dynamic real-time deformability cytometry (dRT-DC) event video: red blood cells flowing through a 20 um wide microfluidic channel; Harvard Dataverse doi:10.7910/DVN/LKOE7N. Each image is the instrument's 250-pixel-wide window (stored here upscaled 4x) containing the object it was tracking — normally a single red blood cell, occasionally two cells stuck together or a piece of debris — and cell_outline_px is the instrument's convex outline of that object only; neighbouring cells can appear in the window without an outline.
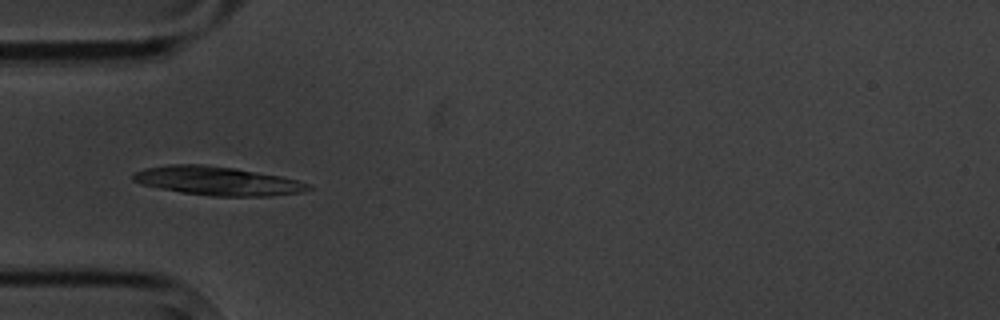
{"species": "common noctule bat (a hibernating species)", "species_latin": "Nyctalus noctula", "temperature_condition": "cold", "stored_images_in_passage": 15, "camera_frame_rate_fps": 3000, "um_per_image_px": 0.085, "animal": {"sex": "male", "body_mass_g": 20.1, "forearm_length_mm": 53.5}, "frame": {"image": 1, "passage_image": 5, "time_ms": 5.667, "image_size_px": [1000, 320], "cell_outline_px": [[312, 188], [300, 192], [268, 196], [212, 196], [180, 192], [140, 184], [132, 180], [132, 176], [136, 172], [144, 168], [168, 164], [204, 164], [236, 168], [280, 176], [312, 184]], "centroid_in_image_um": [18.46, 15.37], "position_along_channel_um": 66.5, "area_um2": 29.36}}
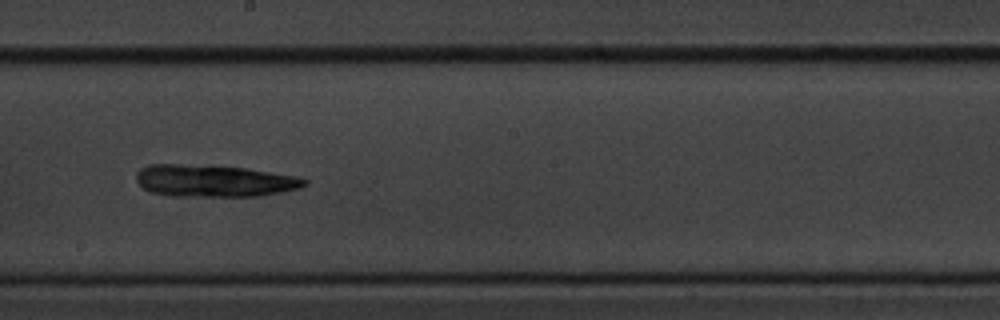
{"frame": {"image": 2, "passage_image": 9, "time_ms": 10.333, "image_size_px": [1000, 320], "cell_outline_px": [[308, 184], [300, 188], [260, 196], [172, 196], [152, 192], [144, 188], [136, 180], [136, 172], [140, 168], [148, 164], [180, 164], [248, 168], [296, 176], [308, 180]], "centroid_in_image_um": [18.2, 15.37], "position_along_channel_um": 230.0, "area_um2": 31.44}}
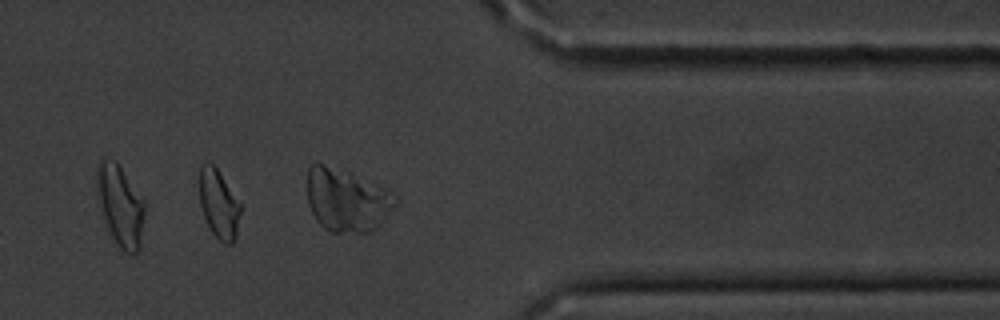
{"frame": {"image": 3, "passage_image": 13, "time_ms": 15.0, "image_size_px": [1000, 320], "cell_outline_px": [[244, 204], [236, 236], [232, 244], [224, 244], [212, 232], [204, 216], [200, 204], [200, 168], [204, 164], [212, 164], [216, 168]], "centroid_in_image_um": [18.67, 17.37], "position_along_channel_um": 392.7, "area_um2": 16.7}}